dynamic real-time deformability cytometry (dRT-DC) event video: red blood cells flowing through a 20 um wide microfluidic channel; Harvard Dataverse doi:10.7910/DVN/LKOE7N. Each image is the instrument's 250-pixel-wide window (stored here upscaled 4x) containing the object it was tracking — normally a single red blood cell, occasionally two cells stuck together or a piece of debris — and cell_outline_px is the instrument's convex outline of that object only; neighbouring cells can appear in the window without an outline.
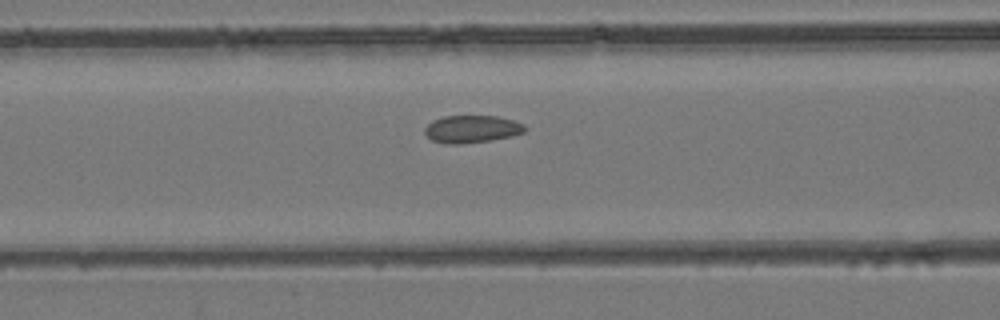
{"species": "common noctule bat (a hibernating species)", "species_latin": "Nyctalus noctula", "temperature_condition": "room temperature", "stored_images_in_passage": 35, "camera_frame_rate_fps": 3000, "um_per_image_px": 0.085, "animal": {"sex": "female", "body_mass_g": 24.6, "forearm_length_mm": 56.2}, "frame": {"image": 1, "passage_image": 8, "time_ms": 2.333, "image_size_px": [1000, 320], "cell_outline_px": [[528, 128], [524, 132], [512, 136], [488, 140], [460, 144], [448, 144], [432, 140], [424, 132], [424, 128], [432, 120], [444, 116], [496, 116], [512, 120], [524, 124]], "centroid_in_image_um": [40.1, 10.96], "position_along_channel_um": 126.5, "area_um2": 15.95}}
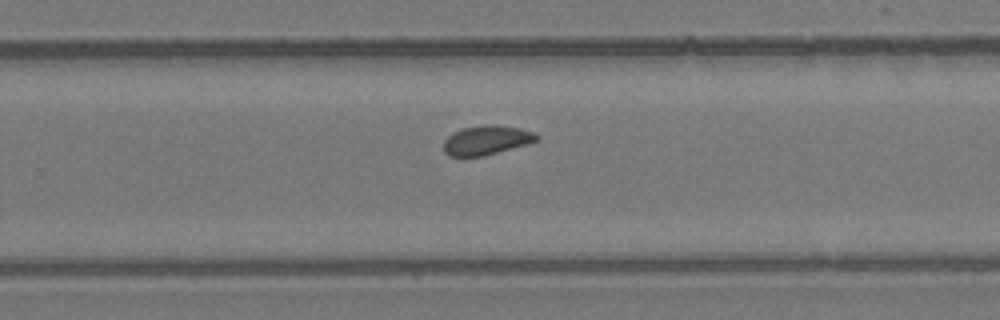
{"frame": {"image": 2, "passage_image": 19, "time_ms": 6.0, "image_size_px": [1000, 320], "cell_outline_px": [[540, 140], [528, 144], [484, 156], [448, 156], [444, 152], [444, 140], [452, 132], [464, 128], [484, 124], [496, 124], [520, 128], [536, 132], [540, 136]], "centroid_in_image_um": [41.4, 11.9], "position_along_channel_um": 288.4, "area_um2": 16.18}}
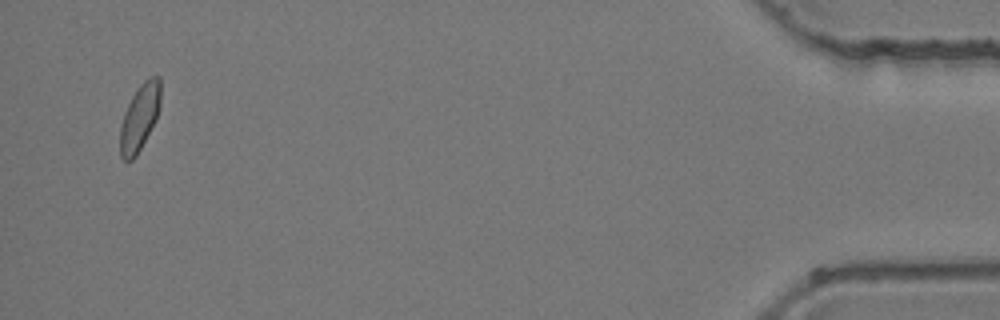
{"frame": {"image": 3, "passage_image": 34, "time_ms": 11.0, "image_size_px": [1000, 320], "cell_outline_px": [[160, 104], [156, 120], [136, 156], [128, 164], [120, 156], [120, 124], [124, 112], [136, 88], [148, 76], [160, 76]], "centroid_in_image_um": [11.86, 9.98], "position_along_channel_um": 423.3, "area_um2": 15.9}}